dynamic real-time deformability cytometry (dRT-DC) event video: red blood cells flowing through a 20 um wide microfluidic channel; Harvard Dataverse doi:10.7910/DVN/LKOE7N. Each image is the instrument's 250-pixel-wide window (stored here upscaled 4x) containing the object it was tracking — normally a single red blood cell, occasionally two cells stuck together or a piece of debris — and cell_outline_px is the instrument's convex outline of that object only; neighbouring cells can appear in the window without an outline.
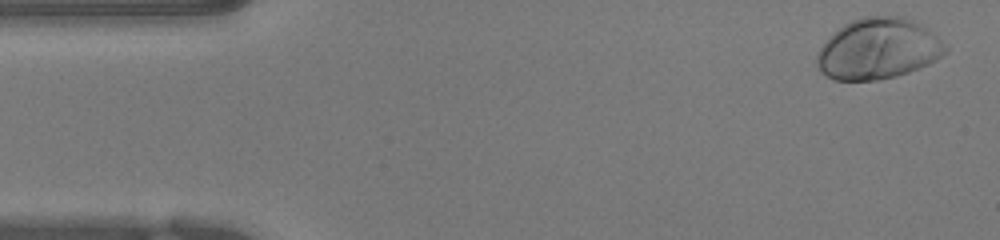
{"species": "human", "species_latin": "Homo sapiens", "temperature_condition": "warm", "stored_images_in_passage": 51, "camera_frame_rate_fps": 3000, "um_per_image_px": 0.085, "donor": {"sex": "female"}, "frame": {"image": 1, "passage_image": 2, "time_ms": 0.333, "image_size_px": [1000, 240], "cell_outline_px": [[948, 52], [936, 60], [928, 64], [908, 72], [896, 76], [876, 80], [836, 80], [820, 72], [816, 64], [816, 56], [820, 48], [828, 36], [832, 32], [844, 24], [852, 20], [864, 16], [904, 16], [920, 24], [932, 32], [948, 48]], "centroid_in_image_um": [74.62, 4.15], "position_along_channel_um": 10.4, "area_um2": 45.66}}
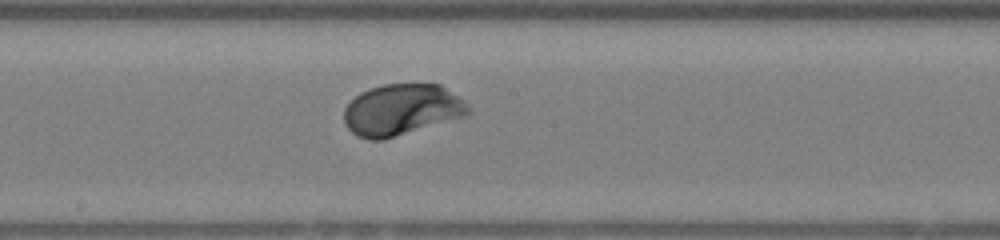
{"frame": {"image": 2, "passage_image": 26, "time_ms": 8.333, "image_size_px": [1000, 240], "cell_outline_px": [[472, 112], [464, 116], [384, 140], [368, 140], [356, 136], [344, 124], [344, 108], [360, 92], [368, 88], [384, 84], [440, 84], [464, 100], [468, 104]], "centroid_in_image_um": [34.12, 9.33], "position_along_channel_um": 214.1, "area_um2": 37.28}}
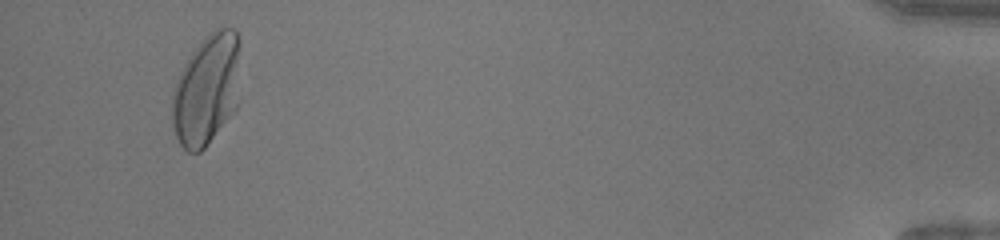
{"frame": {"image": 3, "passage_image": 48, "time_ms": 15.667, "image_size_px": [1000, 240], "cell_outline_px": [[240, 44], [236, 108], [208, 144], [200, 152], [188, 152], [180, 144], [172, 128], [172, 92], [176, 80], [180, 72], [192, 52], [216, 28], [236, 28], [240, 40]], "centroid_in_image_um": [17.55, 7.63], "position_along_channel_um": 417.6, "area_um2": 43.81}, "authors_computed_cell_mechanics": {"area_um2": 37.1654, "velocity_mm_per_s": 3.9187, "shape_relaxation_time_tau1_ms": 2.0346, "shape_relaxation_time_tau2_ms": null, "deformation_change_tau1": 0.152, "deformation_change_tau2": null}}